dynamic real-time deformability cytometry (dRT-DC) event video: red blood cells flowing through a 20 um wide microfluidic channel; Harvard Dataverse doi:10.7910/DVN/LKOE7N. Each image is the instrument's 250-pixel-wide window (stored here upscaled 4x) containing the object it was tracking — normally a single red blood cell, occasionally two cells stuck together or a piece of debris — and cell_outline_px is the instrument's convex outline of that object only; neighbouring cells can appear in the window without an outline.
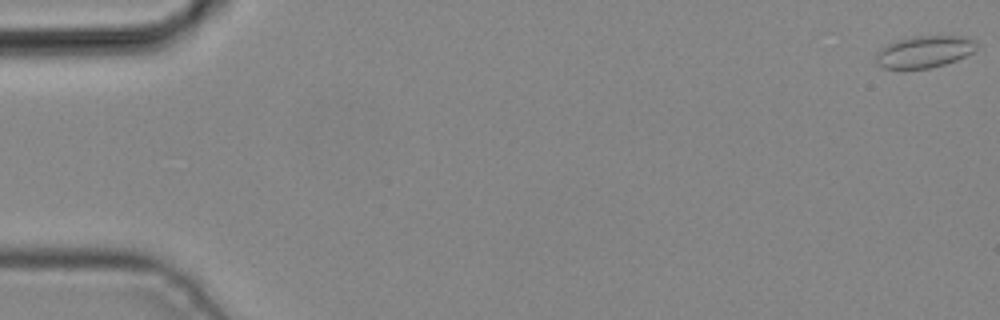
{"species": "common noctule bat (a hibernating species)", "species_latin": "Nyctalus noctula", "temperature_condition": "cold", "stored_images_in_passage": 5, "camera_frame_rate_fps": 3000, "um_per_image_px": 0.085, "animal": {"sex": "male", "body_mass_g": 19.2, "forearm_length_mm": 51.8}, "frame": {"image": 1, "passage_image": 1, "time_ms": 0.0, "image_size_px": [1000, 320], "cell_outline_px": [[976, 48], [972, 52], [956, 60], [944, 64], [928, 68], [884, 68], [876, 64], [876, 52], [880, 48], [896, 40], [912, 36], [968, 36], [976, 40]], "centroid_in_image_um": [78.56, 4.38], "position_along_channel_um": 6.4, "area_um2": 18.67}}